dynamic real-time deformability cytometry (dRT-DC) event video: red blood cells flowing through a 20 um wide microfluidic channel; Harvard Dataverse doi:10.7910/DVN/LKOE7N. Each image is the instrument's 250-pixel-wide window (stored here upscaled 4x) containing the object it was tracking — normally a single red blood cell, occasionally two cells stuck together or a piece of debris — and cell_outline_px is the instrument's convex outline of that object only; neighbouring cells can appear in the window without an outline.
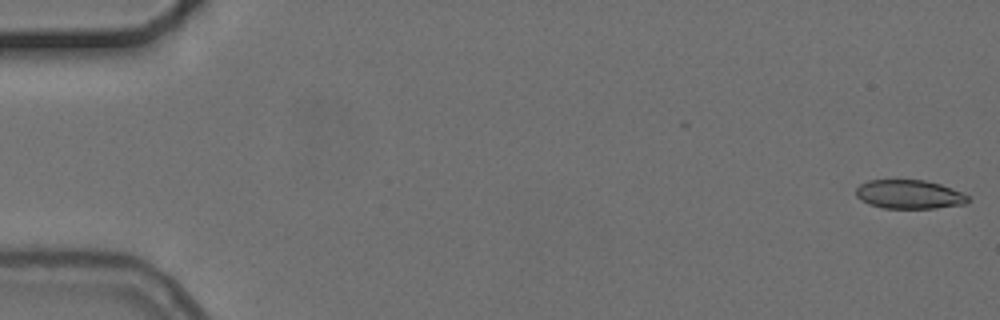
{"species": "common noctule bat (a hibernating species)", "species_latin": "Nyctalus noctula", "temperature_condition": "cold", "stored_images_in_passage": 6, "camera_frame_rate_fps": 3000, "um_per_image_px": 0.085, "animal": {"sex": "female", "body_mass_g": 24.6, "forearm_length_mm": 56.2}, "frame": {"image": 1, "passage_image": 1, "time_ms": 0.0, "image_size_px": [1000, 320], "cell_outline_px": [[972, 200], [964, 204], [936, 208], [884, 208], [868, 204], [860, 200], [856, 196], [856, 188], [860, 184], [868, 180], [924, 180], [940, 184], [960, 192], [968, 196]], "centroid_in_image_um": [77.26, 16.52], "position_along_channel_um": 7.7, "area_um2": 18.84}}
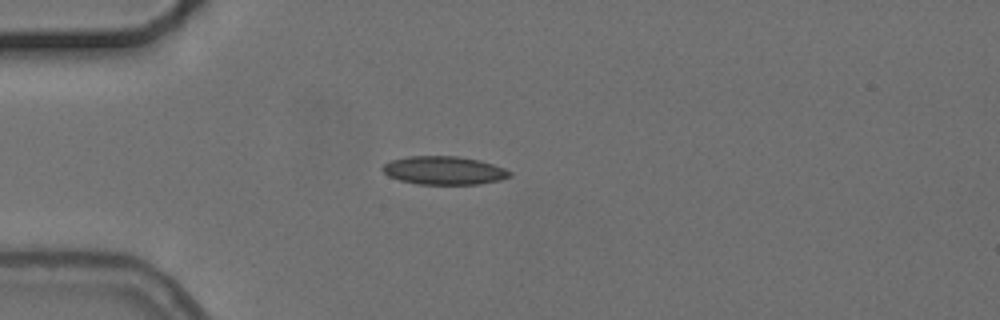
{"frame": {"image": 2, "passage_image": 5, "time_ms": 4.667, "image_size_px": [1000, 320], "cell_outline_px": [[512, 176], [500, 180], [480, 184], [416, 184], [400, 180], [388, 176], [380, 168], [384, 164], [392, 160], [408, 156], [456, 156], [480, 160], [504, 168], [512, 172]], "centroid_in_image_um": [37.74, 14.49], "position_along_channel_um": 47.3, "area_um2": 21.04}}
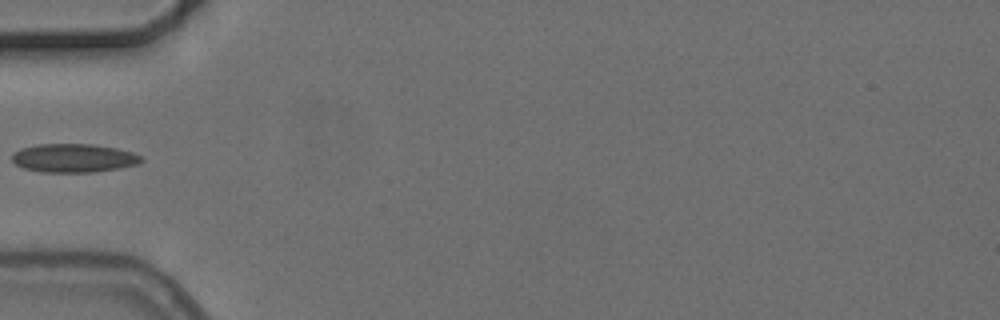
{"frame": {"image": 3, "passage_image": 6, "time_ms": 6.0, "image_size_px": [1000, 320], "cell_outline_px": [[144, 160], [136, 164], [120, 168], [96, 172], [44, 172], [24, 168], [16, 164], [12, 160], [12, 152], [20, 148], [36, 144], [92, 144], [116, 148], [132, 152], [140, 156]], "centroid_in_image_um": [6.24, 13.43], "position_along_channel_um": 78.8, "area_um2": 21.56}}